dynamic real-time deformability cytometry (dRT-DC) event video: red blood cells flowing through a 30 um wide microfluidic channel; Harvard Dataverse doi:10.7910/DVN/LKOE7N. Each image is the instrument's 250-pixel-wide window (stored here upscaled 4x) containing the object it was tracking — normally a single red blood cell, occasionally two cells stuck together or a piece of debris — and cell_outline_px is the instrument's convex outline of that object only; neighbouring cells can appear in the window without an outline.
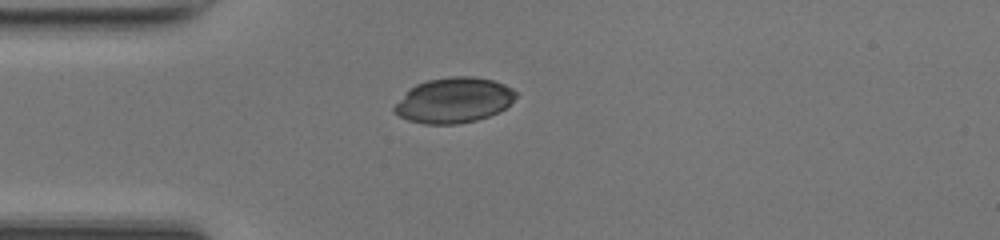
{"species": "common noctule bat (a hibernating species)", "species_latin": "Nyctalus noctula", "temperature_condition": "room temperature", "stored_images_in_passage": 37, "camera_frame_rate_fps": 3000, "um_per_image_px": 0.085, "animal": {"sex": "female", "body_mass_g": 17.0, "forearm_length_mm": 48.0}, "frame": {"image": 1, "passage_image": 1, "time_ms": 0.0, "image_size_px": [1000, 240], "cell_outline_px": [[516, 96], [500, 112], [476, 120], [456, 124], [424, 124], [408, 120], [392, 112], [392, 108], [416, 84], [428, 80], [452, 76], [476, 76], [492, 80], [504, 84], [512, 88], [516, 92]], "centroid_in_image_um": [38.58, 8.52], "position_along_channel_um": 46.4, "area_um2": 31.79}}
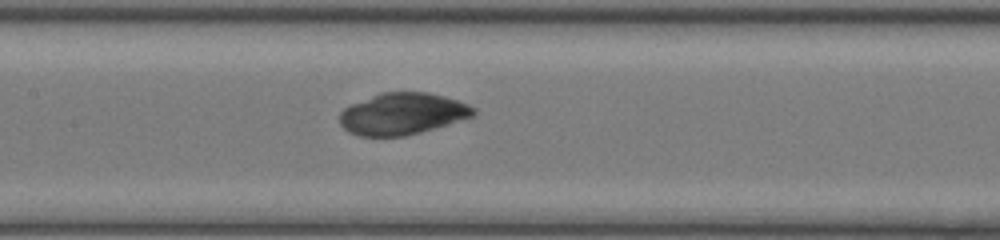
{"frame": {"image": 2, "passage_image": 11, "time_ms": 3.333, "image_size_px": [1000, 240], "cell_outline_px": [[476, 116], [420, 132], [404, 136], [360, 136], [348, 132], [340, 124], [340, 112], [344, 108], [352, 104], [380, 92], [428, 92], [444, 96], [468, 104], [476, 108]], "centroid_in_image_um": [34.22, 9.67], "position_along_channel_um": 173.2, "area_um2": 32.54}}
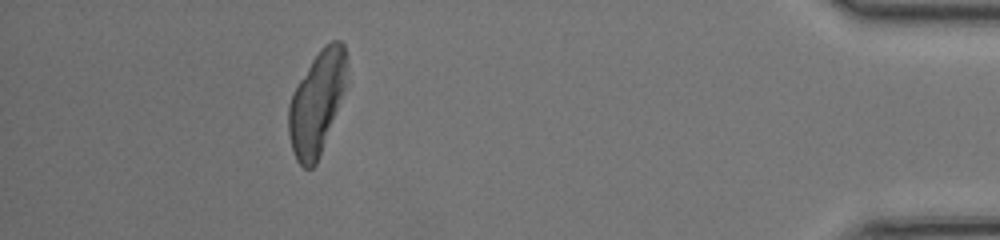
{"frame": {"image": 3, "passage_image": 32, "time_ms": 10.333, "image_size_px": [1000, 240], "cell_outline_px": [[344, 88], [320, 156], [316, 164], [312, 168], [304, 168], [296, 160], [292, 148], [288, 132], [288, 104], [300, 80], [312, 60], [320, 48], [324, 44], [332, 40], [340, 40], [344, 44]], "centroid_in_image_um": [26.88, 8.78], "position_along_channel_um": 408.3, "area_um2": 33.81}}